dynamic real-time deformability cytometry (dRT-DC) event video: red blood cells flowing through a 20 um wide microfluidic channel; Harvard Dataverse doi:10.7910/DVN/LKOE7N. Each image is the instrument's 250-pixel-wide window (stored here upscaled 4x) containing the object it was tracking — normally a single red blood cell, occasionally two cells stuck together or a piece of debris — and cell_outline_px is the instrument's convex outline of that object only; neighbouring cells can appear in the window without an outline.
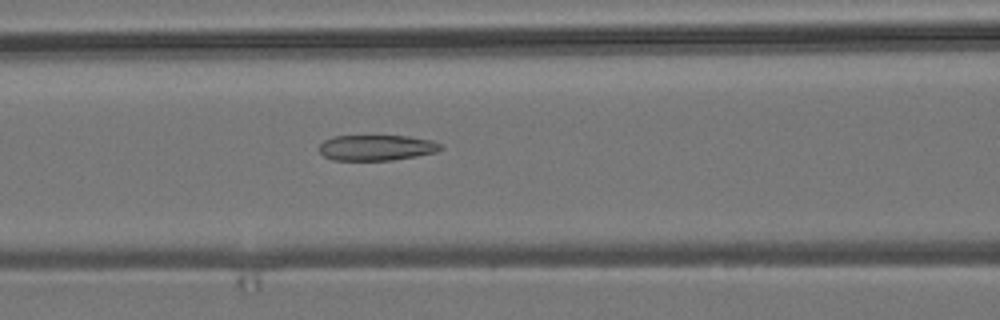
{"species": "common noctule bat (a hibernating species)", "species_latin": "Nyctalus noctula", "temperature_condition": "room temperature", "stored_images_in_passage": 41, "camera_frame_rate_fps": 3000, "um_per_image_px": 0.085, "animal": {"sex": "male", "body_mass_g": 19.2, "forearm_length_mm": 51.8}, "frame": {"image": 1, "passage_image": 10, "time_ms": 3.0, "image_size_px": [1000, 320], "cell_outline_px": [[444, 148], [436, 152], [416, 156], [392, 160], [332, 160], [324, 156], [320, 152], [320, 144], [324, 140], [332, 136], [408, 136], [432, 140], [440, 144]], "centroid_in_image_um": [32.01, 12.55], "position_along_channel_um": 134.6, "area_um2": 18.15}}
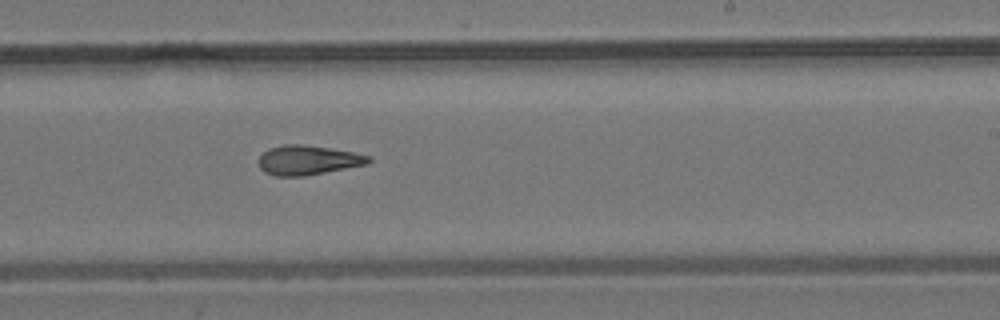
{"frame": {"image": 2, "passage_image": 20, "time_ms": 6.333, "image_size_px": [1000, 320], "cell_outline_px": [[372, 160], [368, 164], [304, 176], [276, 176], [264, 172], [260, 168], [260, 156], [268, 148], [284, 144], [300, 144], [328, 148], [352, 152], [372, 156]], "centroid_in_image_um": [26.18, 13.61], "position_along_channel_um": 262.8, "area_um2": 18.79}}
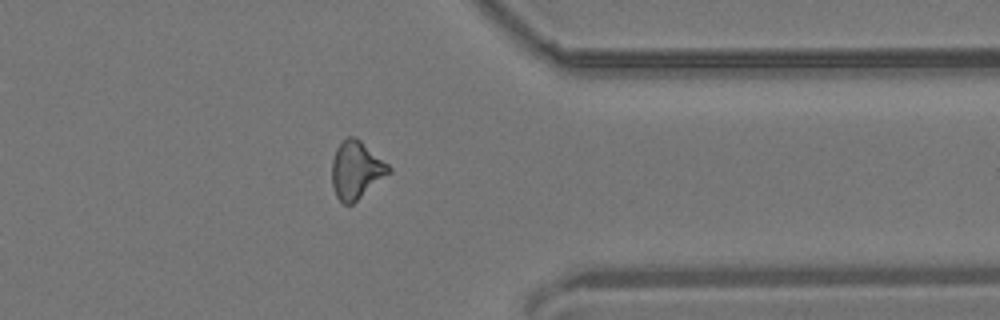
{"frame": {"image": 3, "passage_image": 30, "time_ms": 9.667, "image_size_px": [1000, 320], "cell_outline_px": [[392, 172], [352, 204], [344, 204], [336, 196], [332, 184], [332, 160], [336, 148], [348, 136], [352, 136], [360, 140], [388, 164], [392, 168]], "centroid_in_image_um": [30.29, 14.46], "position_along_channel_um": 381.1, "area_um2": 18.96}, "authors_computed_cell_mechanics": {"area_um2": 18.785, "velocity_mm_per_s": 3.8501, "shape_relaxation_time_tau1_ms": null, "shape_relaxation_time_tau2_ms": 4.3147, "deformation_change_tau1": null, "deformation_change_tau2": 0.1322}}